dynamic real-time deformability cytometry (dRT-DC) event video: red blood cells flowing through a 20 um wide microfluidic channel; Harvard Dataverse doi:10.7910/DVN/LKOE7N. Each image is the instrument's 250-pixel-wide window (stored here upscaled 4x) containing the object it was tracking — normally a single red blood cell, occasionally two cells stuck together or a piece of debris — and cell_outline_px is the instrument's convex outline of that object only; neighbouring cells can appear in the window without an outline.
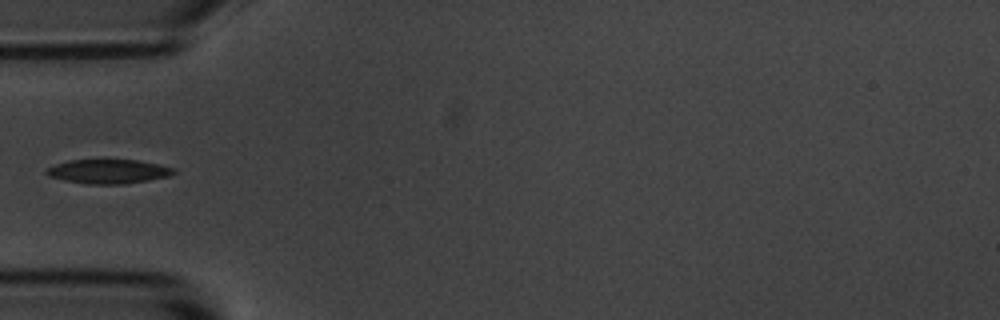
{"species": "common noctule bat (a hibernating species)", "species_latin": "Nyctalus noctula", "temperature_condition": "room temperature", "stored_images_in_passage": 4, "camera_frame_rate_fps": 3000, "um_per_image_px": 0.085, "animal": {"sex": "male", "body_mass_g": 20.1, "forearm_length_mm": 53.5}, "frame": {"image": 1, "passage_image": 4, "time_ms": 3.667, "image_size_px": [1000, 320], "cell_outline_px": [[176, 172], [168, 176], [148, 180], [124, 184], [88, 184], [64, 180], [48, 176], [44, 172], [48, 168], [56, 164], [68, 160], [136, 160], [176, 168]], "centroid_in_image_um": [9.19, 14.57], "position_along_channel_um": 75.8, "area_um2": 17.8}}